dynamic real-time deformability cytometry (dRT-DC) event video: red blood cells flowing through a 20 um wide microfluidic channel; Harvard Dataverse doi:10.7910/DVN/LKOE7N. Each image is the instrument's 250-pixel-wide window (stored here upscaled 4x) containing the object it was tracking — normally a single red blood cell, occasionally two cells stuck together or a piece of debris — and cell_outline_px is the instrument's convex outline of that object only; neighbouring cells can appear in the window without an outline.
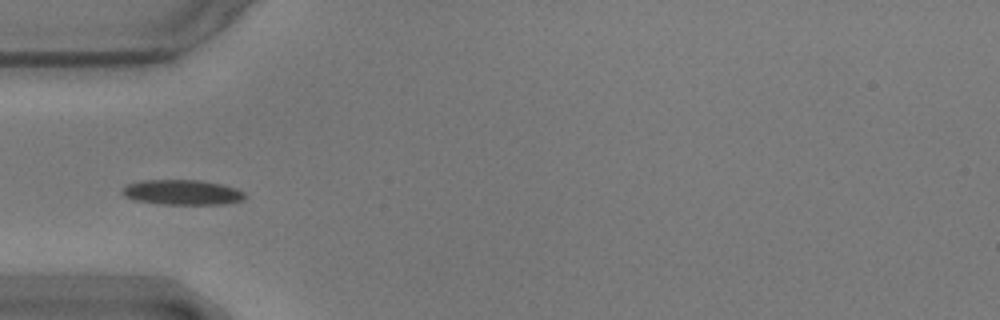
{"species": "common noctule bat (a hibernating species)", "species_latin": "Nyctalus noctula", "temperature_condition": "warm", "stored_images_in_passage": 40, "camera_frame_rate_fps": 3000, "um_per_image_px": 0.085, "animal": {"sex": "male", "body_mass_g": 17.9}, "frame": {"image": 1, "passage_image": 1, "time_ms": 0.0, "image_size_px": [1000, 320], "cell_outline_px": [[248, 196], [244, 200], [220, 204], [160, 204], [136, 200], [124, 196], [120, 192], [128, 184], [144, 180], [196, 180], [220, 184], [244, 192]], "centroid_in_image_um": [15.48, 16.35], "position_along_channel_um": 69.5, "area_um2": 17.69}}
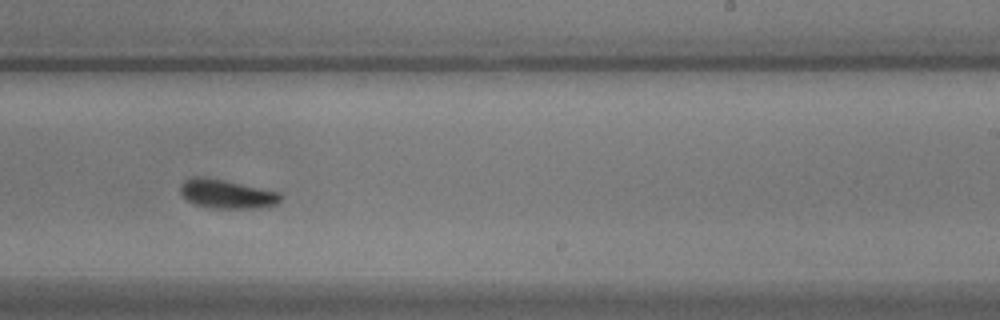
{"frame": {"image": 2, "passage_image": 18, "time_ms": 5.667, "image_size_px": [1000, 320], "cell_outline_px": [[284, 196], [276, 204], [256, 208], [208, 208], [196, 204], [188, 200], [180, 192], [180, 184], [184, 180], [192, 176], [204, 176], [224, 180], [280, 192]], "centroid_in_image_um": [19.26, 16.47], "position_along_channel_um": 269.7, "area_um2": 16.94}}
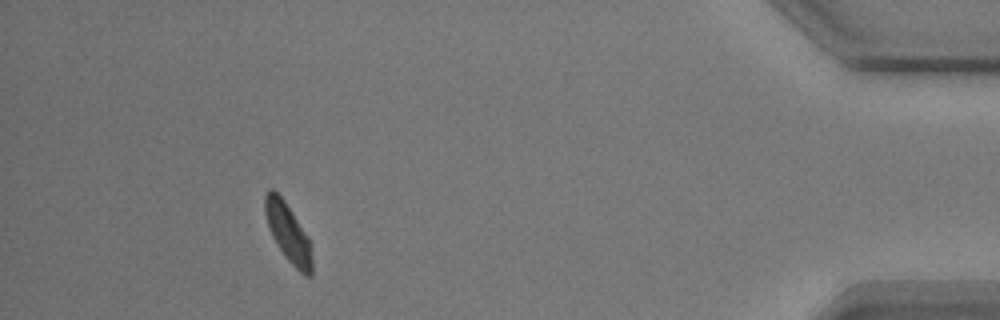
{"frame": {"image": 3, "passage_image": 35, "time_ms": 11.333, "image_size_px": [1000, 320], "cell_outline_px": [[312, 276], [304, 276], [284, 256], [272, 236], [264, 212], [264, 196], [268, 188], [272, 188], [284, 200], [308, 240], [312, 256]], "centroid_in_image_um": [24.45, 19.79], "position_along_channel_um": 410.7, "area_um2": 15.55}}